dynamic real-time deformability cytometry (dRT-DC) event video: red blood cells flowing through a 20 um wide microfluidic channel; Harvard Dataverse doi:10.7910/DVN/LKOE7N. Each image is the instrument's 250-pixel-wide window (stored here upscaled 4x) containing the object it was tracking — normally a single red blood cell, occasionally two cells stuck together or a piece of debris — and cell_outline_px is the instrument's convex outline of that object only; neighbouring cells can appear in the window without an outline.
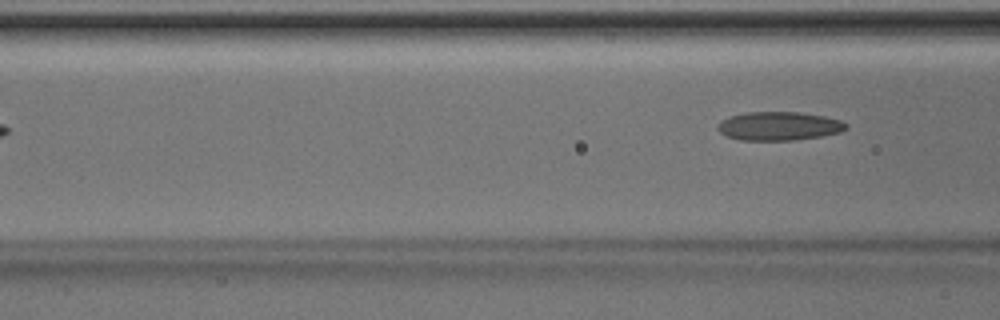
{"species": "Egyptian fruit bat (a non-hibernating species)", "species_latin": "Rousettus aegyptiacus", "temperature_condition": "room temperature", "stored_images_in_passage": 6, "camera_frame_rate_fps": 3000, "um_per_image_px": 0.085, "animal": {"sex": "male"}, "frame": {"image": 1, "passage_image": 6, "time_ms": 1.667, "image_size_px": [1000, 320], "cell_outline_px": [[848, 128], [840, 132], [820, 136], [792, 140], [740, 140], [728, 136], [720, 132], [716, 128], [720, 120], [728, 116], [744, 112], [800, 112], [824, 116], [840, 120], [848, 124]], "centroid_in_image_um": [66.19, 10.7], "position_along_channel_um": 100.4, "area_um2": 21.5}}